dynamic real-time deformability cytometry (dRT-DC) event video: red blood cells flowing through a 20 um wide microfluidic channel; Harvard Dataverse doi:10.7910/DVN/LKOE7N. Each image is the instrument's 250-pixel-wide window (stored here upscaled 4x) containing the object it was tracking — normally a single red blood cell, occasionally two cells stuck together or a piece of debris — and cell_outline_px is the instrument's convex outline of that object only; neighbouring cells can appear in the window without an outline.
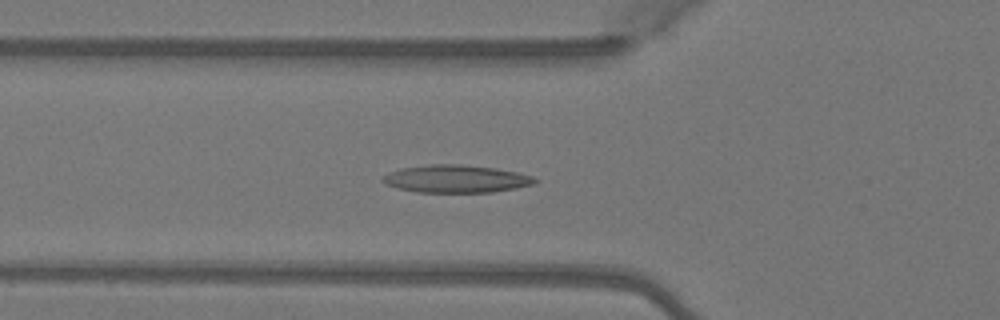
{"species": "Egyptian fruit bat (a non-hibernating species)", "species_latin": "Rousettus aegyptiacus", "temperature_condition": "warm", "stored_images_in_passage": 34, "camera_frame_rate_fps": 3000, "um_per_image_px": 0.085, "animal": {"sex": "female"}, "frame": {"image": 1, "passage_image": 2, "time_ms": 0.333, "image_size_px": [1000, 320], "cell_outline_px": [[540, 180], [532, 184], [516, 188], [492, 192], [416, 192], [396, 188], [384, 184], [380, 180], [380, 176], [388, 172], [400, 168], [432, 164], [460, 164], [496, 168], [516, 172], [532, 176]], "centroid_in_image_um": [38.7, 15.2], "position_along_channel_um": 87.1, "area_um2": 24.74}}
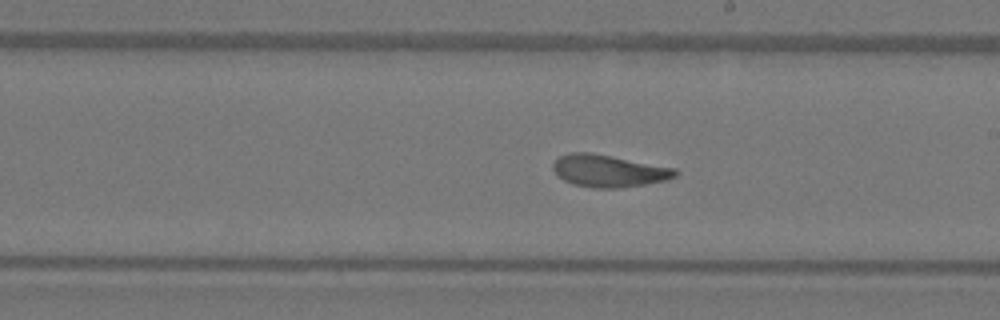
{"frame": {"image": 2, "passage_image": 13, "time_ms": 4.0, "image_size_px": [1000, 320], "cell_outline_px": [[680, 172], [676, 176], [668, 180], [620, 188], [592, 188], [572, 184], [556, 176], [552, 168], [552, 164], [560, 156], [572, 152], [592, 152], [676, 168]], "centroid_in_image_um": [51.74, 14.52], "position_along_channel_um": 237.3, "area_um2": 23.24}}
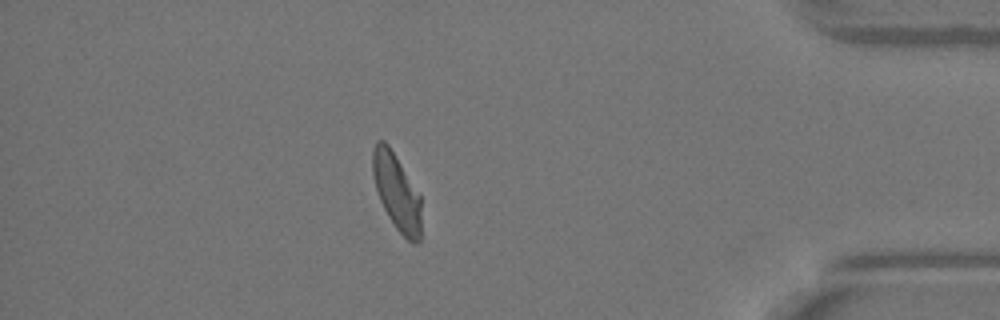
{"frame": {"image": 3, "passage_image": 28, "time_ms": 9.0, "image_size_px": [1000, 320], "cell_outline_px": [[420, 240], [416, 244], [412, 244], [396, 228], [388, 216], [380, 200], [372, 176], [372, 148], [376, 140], [384, 140], [388, 144], [420, 192]], "centroid_in_image_um": [33.71, 16.27], "position_along_channel_um": 401.5, "area_um2": 21.85}}